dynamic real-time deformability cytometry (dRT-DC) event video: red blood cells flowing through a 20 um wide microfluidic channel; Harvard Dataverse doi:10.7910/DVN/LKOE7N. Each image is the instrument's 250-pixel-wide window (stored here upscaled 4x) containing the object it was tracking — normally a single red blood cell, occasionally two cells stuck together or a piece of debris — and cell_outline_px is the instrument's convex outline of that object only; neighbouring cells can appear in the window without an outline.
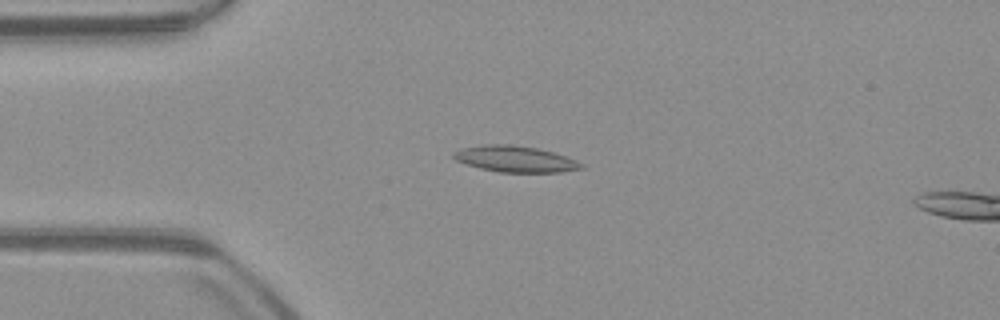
{"species": "common noctule bat (a hibernating species)", "species_latin": "Nyctalus noctula", "temperature_condition": "warm", "stored_images_in_passage": 44, "camera_frame_rate_fps": 3000, "um_per_image_px": 0.085, "animal": {"sex": "male", "body_mass_g": 23.1, "forearm_length_mm": 52.7}, "frame": {"image": 1, "passage_image": 4, "time_ms": 1.0, "image_size_px": [1000, 320], "cell_outline_px": [[588, 168], [560, 172], [500, 172], [480, 168], [464, 164], [456, 160], [452, 156], [452, 152], [460, 148], [484, 144], [512, 144], [536, 148], [568, 156], [584, 164]], "centroid_in_image_um": [43.8, 13.51], "position_along_channel_um": 41.2, "area_um2": 19.77}}
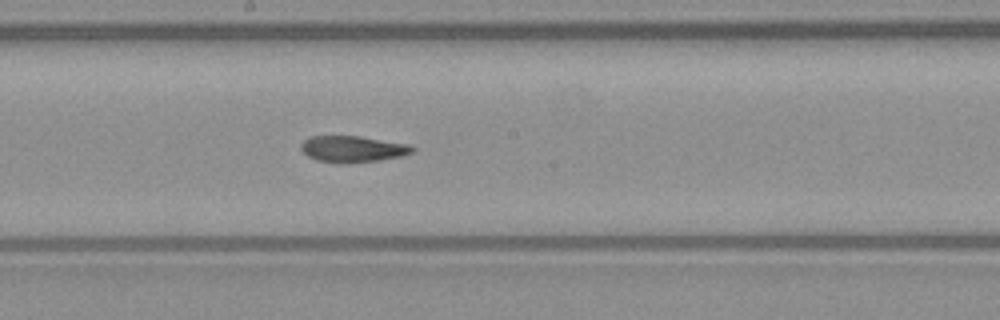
{"frame": {"image": 2, "passage_image": 19, "time_ms": 6.0, "image_size_px": [1000, 320], "cell_outline_px": [[416, 148], [412, 152], [400, 156], [376, 160], [340, 164], [316, 160], [308, 156], [300, 148], [300, 144], [304, 140], [312, 136], [360, 136], [408, 144]], "centroid_in_image_um": [29.94, 12.66], "position_along_channel_um": 218.3, "area_um2": 16.99}}
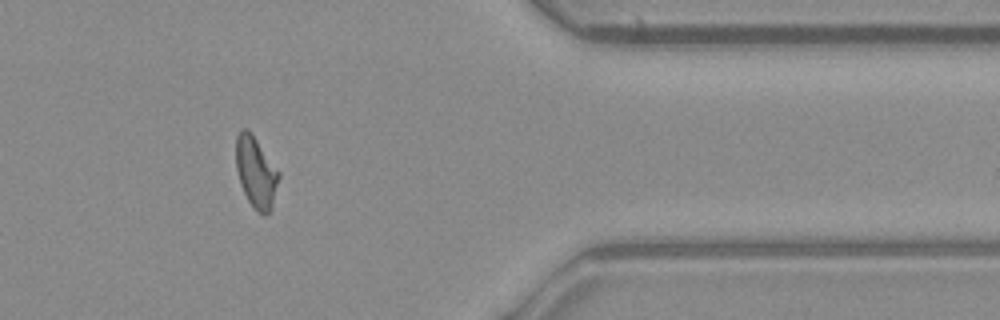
{"frame": {"image": 3, "passage_image": 34, "time_ms": 11.0, "image_size_px": [1000, 320], "cell_outline_px": [[280, 176], [272, 208], [264, 216], [248, 200], [240, 184], [236, 168], [236, 136], [240, 128], [248, 128], [252, 132], [280, 172]], "centroid_in_image_um": [21.76, 14.58], "position_along_channel_um": 389.6, "area_um2": 17.86}}